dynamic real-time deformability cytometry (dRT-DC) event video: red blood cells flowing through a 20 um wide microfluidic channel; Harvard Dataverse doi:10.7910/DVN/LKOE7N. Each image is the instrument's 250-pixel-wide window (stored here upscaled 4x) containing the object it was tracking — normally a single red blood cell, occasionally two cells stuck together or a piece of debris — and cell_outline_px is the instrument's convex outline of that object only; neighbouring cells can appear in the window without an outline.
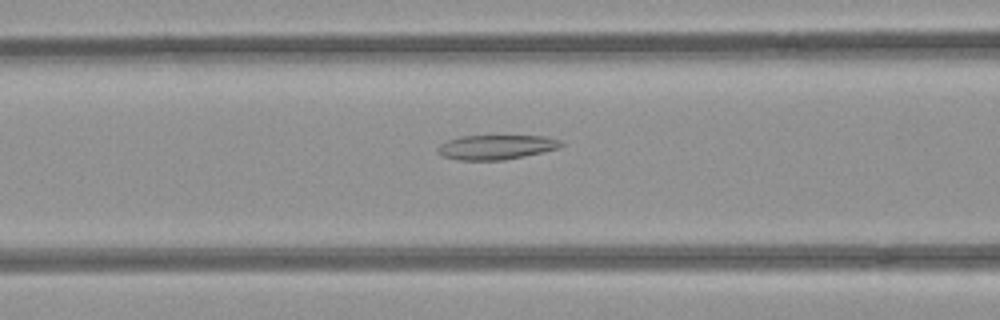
{"species": "common noctule bat (a hibernating species)", "species_latin": "Nyctalus noctula", "temperature_condition": "room temperature", "stored_images_in_passage": 40, "camera_frame_rate_fps": 3000, "um_per_image_px": 0.085, "animal": {"sex": "female", "body_mass_g": 21.9}, "frame": {"image": 1, "passage_image": 9, "time_ms": 2.667, "image_size_px": [1000, 320], "cell_outline_px": [[564, 144], [556, 148], [524, 156], [504, 160], [460, 160], [444, 156], [436, 152], [436, 148], [440, 144], [448, 140], [460, 136], [544, 136], [560, 140]], "centroid_in_image_um": [42.12, 12.5], "position_along_channel_um": 124.5, "area_um2": 17.46}}
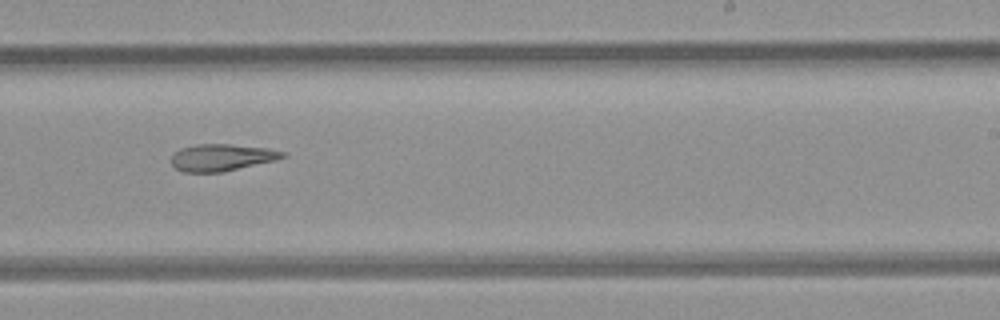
{"frame": {"image": 2, "passage_image": 20, "time_ms": 6.333, "image_size_px": [1000, 320], "cell_outline_px": [[288, 156], [276, 160], [224, 172], [184, 172], [176, 168], [172, 164], [172, 156], [180, 148], [196, 144], [232, 144], [268, 148], [288, 152]], "centroid_in_image_um": [18.91, 13.38], "position_along_channel_um": 270.1, "area_um2": 17.63}}
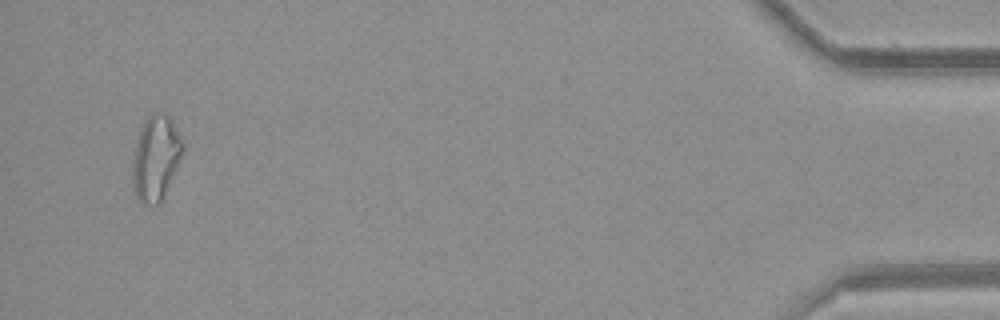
{"frame": {"image": 3, "passage_image": 38, "time_ms": 12.333, "image_size_px": [1000, 320], "cell_outline_px": [[184, 148], [160, 204], [140, 204], [136, 196], [132, 184], [132, 160], [140, 128], [148, 116], [152, 112], [164, 112], [172, 120], [184, 144]], "centroid_in_image_um": [13.21, 13.42], "position_along_channel_um": 422.0, "area_um2": 24.74}, "authors_computed_cell_mechanics": {"area_um2": 19.074, "velocity_mm_per_s": 3.9829, "shape_relaxation_time_tau1_ms": null, "shape_relaxation_time_tau2_ms": 9.8526, "deformation_change_tau1": null, "deformation_change_tau2": 0.2267}}